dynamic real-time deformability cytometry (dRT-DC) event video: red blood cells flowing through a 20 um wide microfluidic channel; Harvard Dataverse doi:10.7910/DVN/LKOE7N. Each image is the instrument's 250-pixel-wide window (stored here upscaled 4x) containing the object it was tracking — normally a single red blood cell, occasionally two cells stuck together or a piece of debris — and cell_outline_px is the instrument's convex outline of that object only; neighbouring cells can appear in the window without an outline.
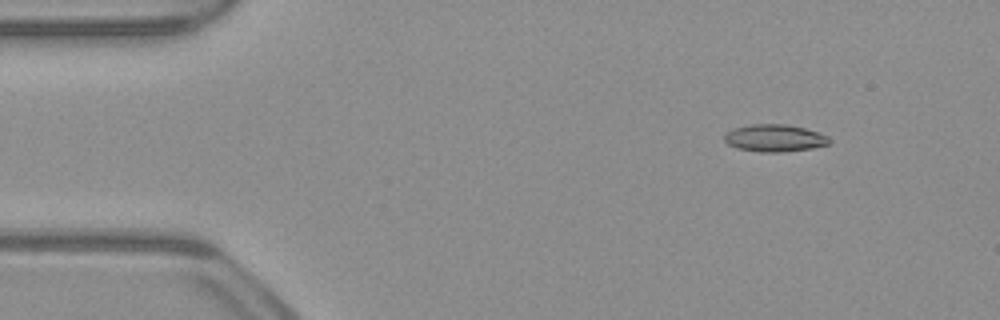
{"species": "common noctule bat (a hibernating species)", "species_latin": "Nyctalus noctula", "temperature_condition": "warm", "stored_images_in_passage": 52, "camera_frame_rate_fps": 3000, "um_per_image_px": 0.085, "animal": {"sex": "male", "body_mass_g": 23.1, "forearm_length_mm": 52.7}, "frame": {"image": 1, "passage_image": 6, "time_ms": 1.667, "image_size_px": [1000, 320], "cell_outline_px": [[832, 140], [828, 144], [812, 148], [784, 152], [760, 152], [736, 148], [728, 144], [724, 140], [724, 136], [732, 128], [752, 124], [788, 124], [804, 128], [828, 136]], "centroid_in_image_um": [65.83, 11.74], "position_along_channel_um": 19.2, "area_um2": 16.7}}
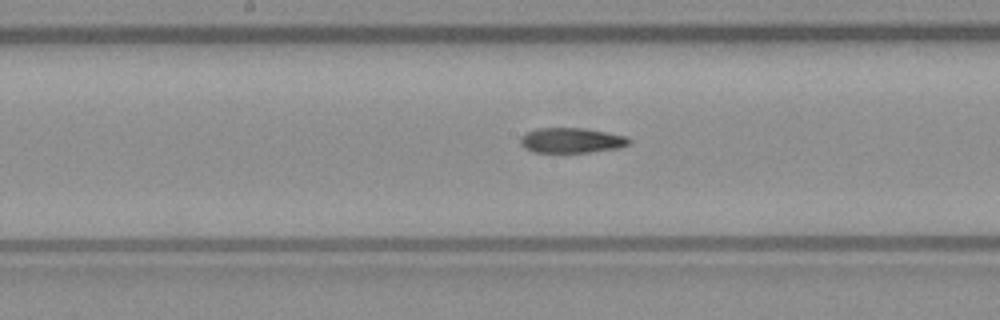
{"frame": {"image": 2, "passage_image": 26, "time_ms": 8.333, "image_size_px": [1000, 320], "cell_outline_px": [[632, 140], [628, 144], [620, 148], [588, 152], [532, 152], [524, 148], [520, 144], [520, 136], [536, 128], [584, 128], [608, 132], [628, 136]], "centroid_in_image_um": [48.59, 11.93], "position_along_channel_um": 199.6, "area_um2": 16.07}}
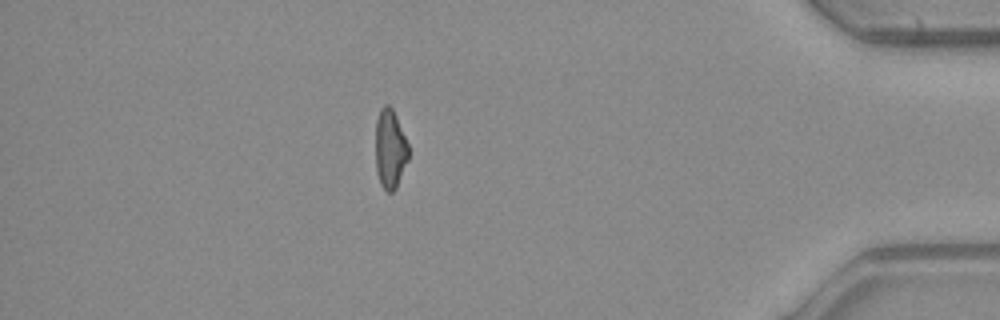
{"frame": {"image": 3, "passage_image": 45, "time_ms": 14.667, "image_size_px": [1000, 320], "cell_outline_px": [[408, 160], [396, 188], [392, 192], [388, 192], [380, 184], [376, 172], [376, 120], [380, 108], [384, 104], [388, 104], [392, 108], [396, 116], [408, 144]], "centroid_in_image_um": [33.15, 12.66], "position_along_channel_um": 402.1, "area_um2": 15.2}, "authors_computed_cell_mechanics": {"area_um2": 16.2996, "velocity_mm_per_s": 3.9745, "shape_relaxation_time_tau1_ms": null, "shape_relaxation_time_tau2_ms": 7.1469, "deformation_change_tau1": null, "deformation_change_tau2": 0.1683}}